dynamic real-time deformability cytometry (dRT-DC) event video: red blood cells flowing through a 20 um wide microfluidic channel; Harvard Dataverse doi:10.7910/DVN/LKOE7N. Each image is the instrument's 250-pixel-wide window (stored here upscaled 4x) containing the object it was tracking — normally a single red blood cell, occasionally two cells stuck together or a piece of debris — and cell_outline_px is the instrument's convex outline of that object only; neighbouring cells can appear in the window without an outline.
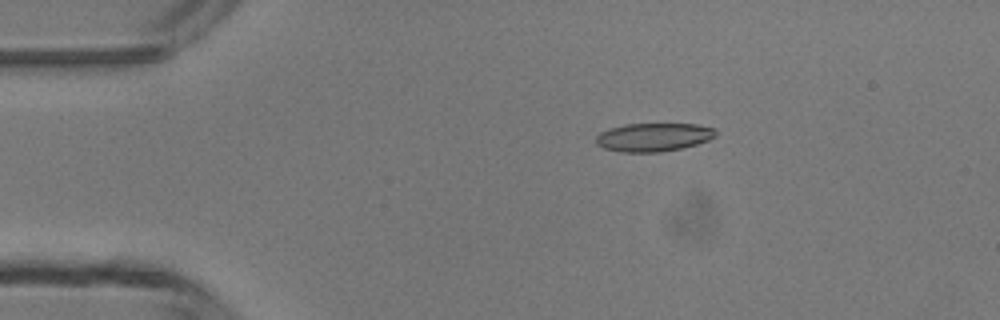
{"species": "common noctule bat (a hibernating species)", "species_latin": "Nyctalus noctula", "temperature_condition": "room temperature", "stored_images_in_passage": 4, "camera_frame_rate_fps": 3000, "um_per_image_px": 0.085, "animal": {"sex": "male", "body_mass_g": 13.3}, "frame": {"image": 1, "passage_image": 1, "time_ms": 0.0, "image_size_px": [1000, 320], "cell_outline_px": [[716, 136], [708, 140], [696, 144], [680, 148], [660, 152], [620, 152], [604, 148], [596, 144], [596, 136], [600, 132], [624, 124], [696, 124], [716, 128]], "centroid_in_image_um": [55.55, 11.66], "position_along_channel_um": 29.4, "area_um2": 19.77}}
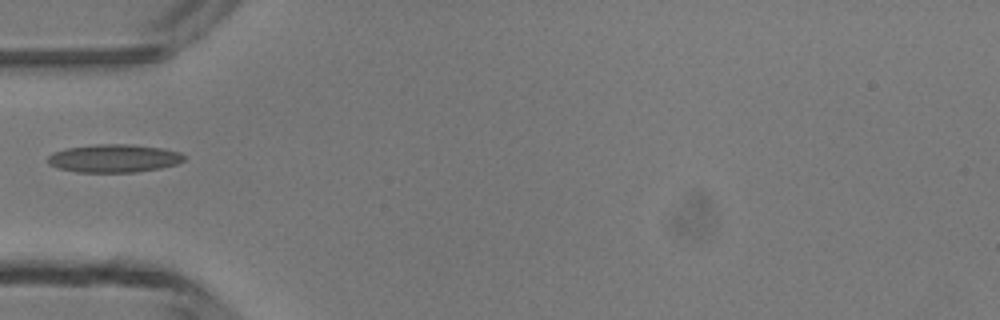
{"frame": {"image": 2, "passage_image": 3, "time_ms": 2.333, "image_size_px": [1000, 320], "cell_outline_px": [[184, 160], [176, 164], [160, 168], [136, 172], [76, 172], [60, 168], [48, 164], [48, 156], [64, 148], [96, 144], [128, 144], [164, 148], [180, 152], [184, 156]], "centroid_in_image_um": [9.69, 13.45], "position_along_channel_um": 75.3, "area_um2": 22.25}}
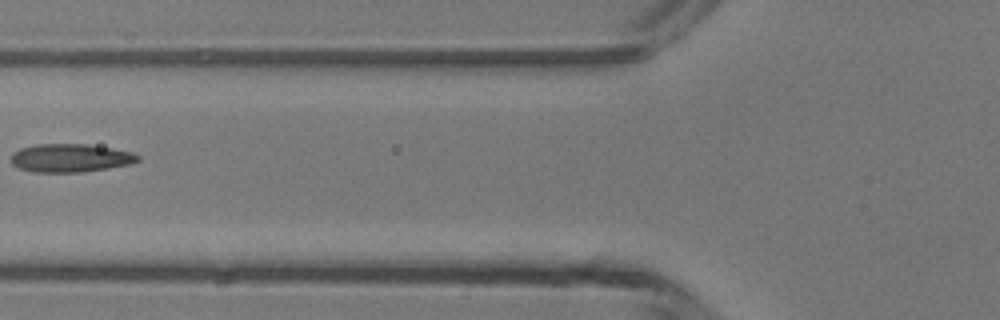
{"frame": {"image": 3, "passage_image": 4, "time_ms": 3.333, "image_size_px": [1000, 320], "cell_outline_px": [[140, 160], [128, 164], [108, 168], [84, 172], [32, 172], [16, 168], [12, 164], [12, 152], [20, 148], [36, 144], [88, 144], [112, 148], [132, 152], [140, 156]], "centroid_in_image_um": [5.95, 13.43], "position_along_channel_um": 119.8, "area_um2": 21.04}}